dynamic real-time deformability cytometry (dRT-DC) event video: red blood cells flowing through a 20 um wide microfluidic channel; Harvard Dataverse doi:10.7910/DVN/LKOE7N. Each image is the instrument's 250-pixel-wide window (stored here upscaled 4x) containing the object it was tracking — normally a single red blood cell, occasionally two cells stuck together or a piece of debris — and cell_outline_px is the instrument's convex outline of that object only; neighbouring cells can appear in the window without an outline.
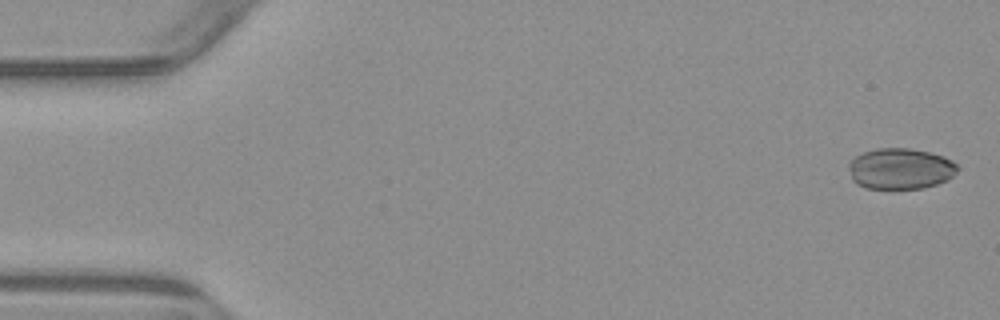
{"species": "common noctule bat (a hibernating species)", "species_latin": "Nyctalus noctula", "temperature_condition": "warm", "stored_images_in_passage": 4, "camera_frame_rate_fps": 3000, "um_per_image_px": 0.085, "animal": {"sex": "male", "body_mass_g": 23.1, "forearm_length_mm": 52.7}, "frame": {"image": 1, "passage_image": 1, "time_ms": 0.0, "image_size_px": [1000, 320], "cell_outline_px": [[960, 168], [948, 180], [924, 188], [864, 188], [856, 184], [852, 180], [848, 168], [848, 164], [856, 156], [864, 152], [876, 148], [908, 148], [928, 152], [944, 156], [952, 160]], "centroid_in_image_um": [76.53, 14.34], "position_along_channel_um": 8.5, "area_um2": 26.07}}
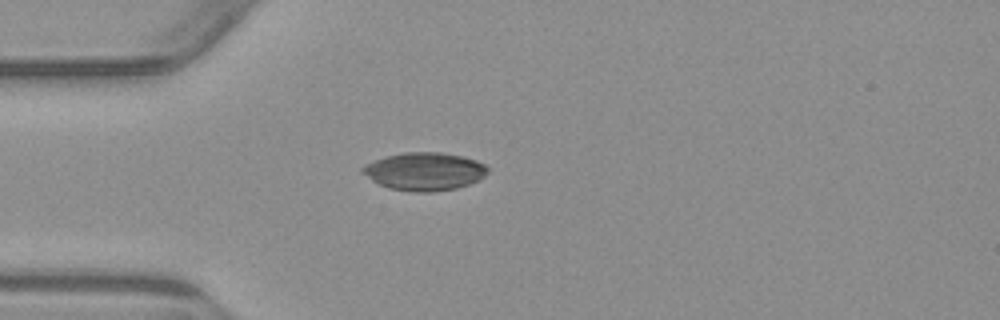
{"frame": {"image": 2, "passage_image": 4, "time_ms": 4.333, "image_size_px": [1000, 320], "cell_outline_px": [[488, 172], [484, 176], [468, 184], [456, 188], [432, 192], [412, 192], [388, 188], [372, 180], [360, 172], [360, 168], [364, 164], [384, 156], [404, 152], [440, 152], [464, 156], [476, 160], [484, 164], [488, 168]], "centroid_in_image_um": [36.04, 14.56], "position_along_channel_um": 49.0, "area_um2": 27.86}}